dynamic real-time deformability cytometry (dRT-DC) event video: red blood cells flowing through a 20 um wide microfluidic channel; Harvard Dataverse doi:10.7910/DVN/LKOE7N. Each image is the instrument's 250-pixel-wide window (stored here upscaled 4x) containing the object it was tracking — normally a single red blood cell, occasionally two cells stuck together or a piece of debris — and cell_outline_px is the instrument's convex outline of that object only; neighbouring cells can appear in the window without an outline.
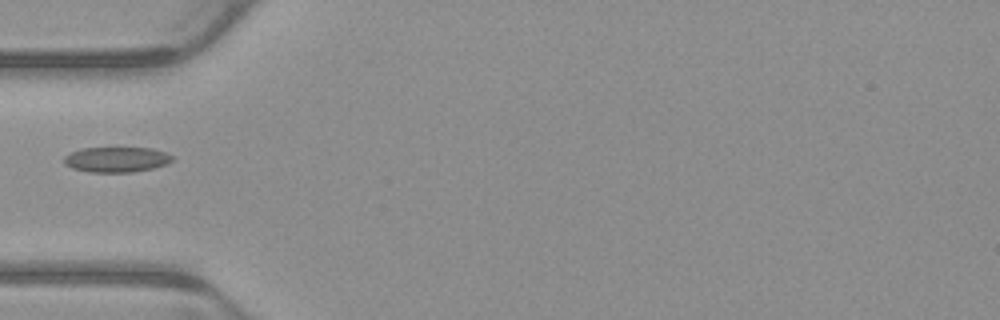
{"species": "common noctule bat (a hibernating species)", "species_latin": "Nyctalus noctula", "temperature_condition": "warm", "stored_images_in_passage": 1, "camera_frame_rate_fps": 3000, "um_per_image_px": 0.085, "animal": {"sex": "male", "body_mass_g": 23.1, "forearm_length_mm": 52.7}, "frame": {"image": 1, "passage_image": 1, "time_ms": 0.0, "image_size_px": [1000, 320], "cell_outline_px": [[172, 160], [168, 164], [152, 168], [132, 172], [88, 172], [72, 168], [64, 164], [64, 156], [80, 148], [152, 148], [164, 152], [172, 156]], "centroid_in_image_um": [9.88, 13.56], "position_along_channel_um": 75.1, "area_um2": 15.9}}